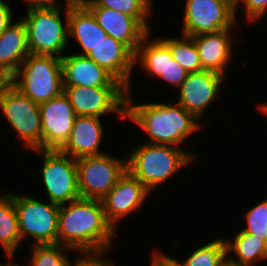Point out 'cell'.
<instances>
[{"instance_id":"6da1fadb","label":"cell","mask_w":267,"mask_h":266,"mask_svg":"<svg viewBox=\"0 0 267 266\" xmlns=\"http://www.w3.org/2000/svg\"><path fill=\"white\" fill-rule=\"evenodd\" d=\"M116 231L107 222L101 200L78 198L62 204L58 216V244L80 254H105Z\"/></svg>"},{"instance_id":"7a4b0ae2","label":"cell","mask_w":267,"mask_h":266,"mask_svg":"<svg viewBox=\"0 0 267 266\" xmlns=\"http://www.w3.org/2000/svg\"><path fill=\"white\" fill-rule=\"evenodd\" d=\"M126 95L125 119L129 118L149 134L147 143L179 147L192 133L201 129L199 119L176 103L133 104Z\"/></svg>"},{"instance_id":"3957f363","label":"cell","mask_w":267,"mask_h":266,"mask_svg":"<svg viewBox=\"0 0 267 266\" xmlns=\"http://www.w3.org/2000/svg\"><path fill=\"white\" fill-rule=\"evenodd\" d=\"M196 157L176 146L143 143L126 156V170L152 192Z\"/></svg>"},{"instance_id":"277c9868","label":"cell","mask_w":267,"mask_h":266,"mask_svg":"<svg viewBox=\"0 0 267 266\" xmlns=\"http://www.w3.org/2000/svg\"><path fill=\"white\" fill-rule=\"evenodd\" d=\"M11 84L41 104L63 92L61 58L29 54L11 76Z\"/></svg>"},{"instance_id":"5b68a950","label":"cell","mask_w":267,"mask_h":266,"mask_svg":"<svg viewBox=\"0 0 267 266\" xmlns=\"http://www.w3.org/2000/svg\"><path fill=\"white\" fill-rule=\"evenodd\" d=\"M53 8L27 10L22 20L27 31V43L30 54L52 55L61 58V54L69 43L68 1ZM65 7L66 24L61 20V10Z\"/></svg>"},{"instance_id":"8992f818","label":"cell","mask_w":267,"mask_h":266,"mask_svg":"<svg viewBox=\"0 0 267 266\" xmlns=\"http://www.w3.org/2000/svg\"><path fill=\"white\" fill-rule=\"evenodd\" d=\"M3 115L22 141L25 150H42V128L39 104L10 84L0 99Z\"/></svg>"},{"instance_id":"52a82bcc","label":"cell","mask_w":267,"mask_h":266,"mask_svg":"<svg viewBox=\"0 0 267 266\" xmlns=\"http://www.w3.org/2000/svg\"><path fill=\"white\" fill-rule=\"evenodd\" d=\"M18 215L21 240L31 235L35 245L58 244V216L60 205L43 203L32 196L10 194Z\"/></svg>"},{"instance_id":"ba28073f","label":"cell","mask_w":267,"mask_h":266,"mask_svg":"<svg viewBox=\"0 0 267 266\" xmlns=\"http://www.w3.org/2000/svg\"><path fill=\"white\" fill-rule=\"evenodd\" d=\"M42 179L48 201L62 205L80 198L76 159L59 150H40Z\"/></svg>"},{"instance_id":"9c48e42d","label":"cell","mask_w":267,"mask_h":266,"mask_svg":"<svg viewBox=\"0 0 267 266\" xmlns=\"http://www.w3.org/2000/svg\"><path fill=\"white\" fill-rule=\"evenodd\" d=\"M123 158L105 153L76 159L80 197L101 200L107 195L126 171V156Z\"/></svg>"},{"instance_id":"30bf717a","label":"cell","mask_w":267,"mask_h":266,"mask_svg":"<svg viewBox=\"0 0 267 266\" xmlns=\"http://www.w3.org/2000/svg\"><path fill=\"white\" fill-rule=\"evenodd\" d=\"M233 0H187L183 14V35L194 37L234 28Z\"/></svg>"},{"instance_id":"8fae6325","label":"cell","mask_w":267,"mask_h":266,"mask_svg":"<svg viewBox=\"0 0 267 266\" xmlns=\"http://www.w3.org/2000/svg\"><path fill=\"white\" fill-rule=\"evenodd\" d=\"M77 116L99 117L117 113L125 119L126 87L63 86Z\"/></svg>"},{"instance_id":"7c38bea8","label":"cell","mask_w":267,"mask_h":266,"mask_svg":"<svg viewBox=\"0 0 267 266\" xmlns=\"http://www.w3.org/2000/svg\"><path fill=\"white\" fill-rule=\"evenodd\" d=\"M39 107L42 150H59L68 140L77 115L64 91Z\"/></svg>"},{"instance_id":"4fadbf2b","label":"cell","mask_w":267,"mask_h":266,"mask_svg":"<svg viewBox=\"0 0 267 266\" xmlns=\"http://www.w3.org/2000/svg\"><path fill=\"white\" fill-rule=\"evenodd\" d=\"M150 191L127 170L101 199L107 222L117 231V221L142 208Z\"/></svg>"},{"instance_id":"5bb4252c","label":"cell","mask_w":267,"mask_h":266,"mask_svg":"<svg viewBox=\"0 0 267 266\" xmlns=\"http://www.w3.org/2000/svg\"><path fill=\"white\" fill-rule=\"evenodd\" d=\"M224 78L208 70L189 73L178 87L180 98L176 103L200 119L206 108L218 97Z\"/></svg>"},{"instance_id":"9a60e30c","label":"cell","mask_w":267,"mask_h":266,"mask_svg":"<svg viewBox=\"0 0 267 266\" xmlns=\"http://www.w3.org/2000/svg\"><path fill=\"white\" fill-rule=\"evenodd\" d=\"M86 56L108 71L130 92L135 54L124 43L106 35Z\"/></svg>"},{"instance_id":"2e32d148","label":"cell","mask_w":267,"mask_h":266,"mask_svg":"<svg viewBox=\"0 0 267 266\" xmlns=\"http://www.w3.org/2000/svg\"><path fill=\"white\" fill-rule=\"evenodd\" d=\"M61 62L63 86L125 87L86 55H64Z\"/></svg>"},{"instance_id":"e0dca14e","label":"cell","mask_w":267,"mask_h":266,"mask_svg":"<svg viewBox=\"0 0 267 266\" xmlns=\"http://www.w3.org/2000/svg\"><path fill=\"white\" fill-rule=\"evenodd\" d=\"M110 37L124 43L134 54L149 33L134 17L100 6H86Z\"/></svg>"},{"instance_id":"ac0fdd59","label":"cell","mask_w":267,"mask_h":266,"mask_svg":"<svg viewBox=\"0 0 267 266\" xmlns=\"http://www.w3.org/2000/svg\"><path fill=\"white\" fill-rule=\"evenodd\" d=\"M99 117L77 116L68 140L59 149L74 159L105 154L100 150L104 128Z\"/></svg>"},{"instance_id":"d6986e66","label":"cell","mask_w":267,"mask_h":266,"mask_svg":"<svg viewBox=\"0 0 267 266\" xmlns=\"http://www.w3.org/2000/svg\"><path fill=\"white\" fill-rule=\"evenodd\" d=\"M229 31L231 29L192 37L203 70L213 71L224 76L225 68L232 57L233 39H231L232 34Z\"/></svg>"},{"instance_id":"ffe728a7","label":"cell","mask_w":267,"mask_h":266,"mask_svg":"<svg viewBox=\"0 0 267 266\" xmlns=\"http://www.w3.org/2000/svg\"><path fill=\"white\" fill-rule=\"evenodd\" d=\"M29 54L24 21L12 22L0 34V70L11 77Z\"/></svg>"},{"instance_id":"44dd1931","label":"cell","mask_w":267,"mask_h":266,"mask_svg":"<svg viewBox=\"0 0 267 266\" xmlns=\"http://www.w3.org/2000/svg\"><path fill=\"white\" fill-rule=\"evenodd\" d=\"M68 28V36L75 38L82 47L83 52L80 55H87L107 35L86 6H73L70 3H68Z\"/></svg>"},{"instance_id":"7402d4cb","label":"cell","mask_w":267,"mask_h":266,"mask_svg":"<svg viewBox=\"0 0 267 266\" xmlns=\"http://www.w3.org/2000/svg\"><path fill=\"white\" fill-rule=\"evenodd\" d=\"M227 259L245 266H255L258 260L267 259V242L244 231L237 232L234 240H225ZM236 254V258L228 254Z\"/></svg>"},{"instance_id":"603a6c76","label":"cell","mask_w":267,"mask_h":266,"mask_svg":"<svg viewBox=\"0 0 267 266\" xmlns=\"http://www.w3.org/2000/svg\"><path fill=\"white\" fill-rule=\"evenodd\" d=\"M149 33L142 39L134 58V63L138 64L150 76L159 77L164 75L167 67V45L160 39L150 40Z\"/></svg>"},{"instance_id":"cb8c5ba5","label":"cell","mask_w":267,"mask_h":266,"mask_svg":"<svg viewBox=\"0 0 267 266\" xmlns=\"http://www.w3.org/2000/svg\"><path fill=\"white\" fill-rule=\"evenodd\" d=\"M21 237L18 230V215L10 193L0 197V243L9 258L15 254Z\"/></svg>"},{"instance_id":"d4e9b609","label":"cell","mask_w":267,"mask_h":266,"mask_svg":"<svg viewBox=\"0 0 267 266\" xmlns=\"http://www.w3.org/2000/svg\"><path fill=\"white\" fill-rule=\"evenodd\" d=\"M161 40L169 47L173 59L188 73L200 72L203 70L200 56L192 37L186 35H183V39L161 37Z\"/></svg>"},{"instance_id":"484cf974","label":"cell","mask_w":267,"mask_h":266,"mask_svg":"<svg viewBox=\"0 0 267 266\" xmlns=\"http://www.w3.org/2000/svg\"><path fill=\"white\" fill-rule=\"evenodd\" d=\"M227 259L224 238L210 241L196 250L184 260L183 266H221Z\"/></svg>"},{"instance_id":"4316f807","label":"cell","mask_w":267,"mask_h":266,"mask_svg":"<svg viewBox=\"0 0 267 266\" xmlns=\"http://www.w3.org/2000/svg\"><path fill=\"white\" fill-rule=\"evenodd\" d=\"M151 0H95L87 6L111 8L134 17L149 33L147 18L151 13Z\"/></svg>"},{"instance_id":"83f0119b","label":"cell","mask_w":267,"mask_h":266,"mask_svg":"<svg viewBox=\"0 0 267 266\" xmlns=\"http://www.w3.org/2000/svg\"><path fill=\"white\" fill-rule=\"evenodd\" d=\"M30 266H70L72 264L63 251L72 250L60 244H33ZM64 249V250H63Z\"/></svg>"},{"instance_id":"f1b7e54d","label":"cell","mask_w":267,"mask_h":266,"mask_svg":"<svg viewBox=\"0 0 267 266\" xmlns=\"http://www.w3.org/2000/svg\"><path fill=\"white\" fill-rule=\"evenodd\" d=\"M245 219L247 227L241 231L256 235L267 242V199L249 208Z\"/></svg>"},{"instance_id":"f546056e","label":"cell","mask_w":267,"mask_h":266,"mask_svg":"<svg viewBox=\"0 0 267 266\" xmlns=\"http://www.w3.org/2000/svg\"><path fill=\"white\" fill-rule=\"evenodd\" d=\"M188 72L173 59L172 53L167 46V67L164 75H160L158 78L163 79L169 84L171 83L177 88L187 78Z\"/></svg>"},{"instance_id":"4dcf8cb0","label":"cell","mask_w":267,"mask_h":266,"mask_svg":"<svg viewBox=\"0 0 267 266\" xmlns=\"http://www.w3.org/2000/svg\"><path fill=\"white\" fill-rule=\"evenodd\" d=\"M234 1V11L237 12V6H239L240 0ZM244 3L245 8V16L248 19V22L260 20L265 13H267V0H241Z\"/></svg>"},{"instance_id":"1f68e13d","label":"cell","mask_w":267,"mask_h":266,"mask_svg":"<svg viewBox=\"0 0 267 266\" xmlns=\"http://www.w3.org/2000/svg\"><path fill=\"white\" fill-rule=\"evenodd\" d=\"M104 254H86L80 258H76L75 265L73 266H114L113 261L104 260L102 258ZM101 257V258H100ZM70 266H72L70 264Z\"/></svg>"},{"instance_id":"d6a6232c","label":"cell","mask_w":267,"mask_h":266,"mask_svg":"<svg viewBox=\"0 0 267 266\" xmlns=\"http://www.w3.org/2000/svg\"><path fill=\"white\" fill-rule=\"evenodd\" d=\"M151 266H183L182 263L178 262L176 259L165 255L164 253L153 252Z\"/></svg>"},{"instance_id":"836d02e7","label":"cell","mask_w":267,"mask_h":266,"mask_svg":"<svg viewBox=\"0 0 267 266\" xmlns=\"http://www.w3.org/2000/svg\"><path fill=\"white\" fill-rule=\"evenodd\" d=\"M12 19L10 5L0 0V34L12 23Z\"/></svg>"},{"instance_id":"e575fe53","label":"cell","mask_w":267,"mask_h":266,"mask_svg":"<svg viewBox=\"0 0 267 266\" xmlns=\"http://www.w3.org/2000/svg\"><path fill=\"white\" fill-rule=\"evenodd\" d=\"M27 3V10L30 9H40V8H53L60 6L61 4H57V0H24Z\"/></svg>"},{"instance_id":"d590c367","label":"cell","mask_w":267,"mask_h":266,"mask_svg":"<svg viewBox=\"0 0 267 266\" xmlns=\"http://www.w3.org/2000/svg\"><path fill=\"white\" fill-rule=\"evenodd\" d=\"M10 84H11V77L4 71L0 70V99L4 91Z\"/></svg>"},{"instance_id":"8d00e7d4","label":"cell","mask_w":267,"mask_h":266,"mask_svg":"<svg viewBox=\"0 0 267 266\" xmlns=\"http://www.w3.org/2000/svg\"><path fill=\"white\" fill-rule=\"evenodd\" d=\"M94 1L95 0H69L68 3H70L73 6H87L88 4Z\"/></svg>"},{"instance_id":"74e56055","label":"cell","mask_w":267,"mask_h":266,"mask_svg":"<svg viewBox=\"0 0 267 266\" xmlns=\"http://www.w3.org/2000/svg\"><path fill=\"white\" fill-rule=\"evenodd\" d=\"M221 266H245V265H241V264H236L231 262L230 260L226 259Z\"/></svg>"},{"instance_id":"f35d334b","label":"cell","mask_w":267,"mask_h":266,"mask_svg":"<svg viewBox=\"0 0 267 266\" xmlns=\"http://www.w3.org/2000/svg\"><path fill=\"white\" fill-rule=\"evenodd\" d=\"M260 108V111H262L267 116V103L261 104L258 109Z\"/></svg>"},{"instance_id":"ab89813d","label":"cell","mask_w":267,"mask_h":266,"mask_svg":"<svg viewBox=\"0 0 267 266\" xmlns=\"http://www.w3.org/2000/svg\"><path fill=\"white\" fill-rule=\"evenodd\" d=\"M0 266H18V265H17V264H14V263L11 264V263L8 261V263H7V264H4V265L0 263Z\"/></svg>"}]
</instances>
